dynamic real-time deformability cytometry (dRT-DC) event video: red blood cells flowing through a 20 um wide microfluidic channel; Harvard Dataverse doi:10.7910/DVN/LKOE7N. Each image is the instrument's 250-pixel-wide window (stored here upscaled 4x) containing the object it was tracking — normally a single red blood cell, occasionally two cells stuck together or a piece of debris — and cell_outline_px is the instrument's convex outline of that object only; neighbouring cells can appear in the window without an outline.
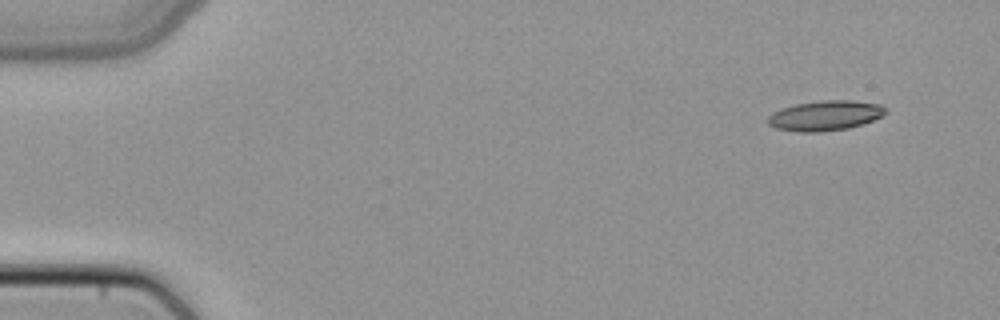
{"species": "common noctule bat (a hibernating species)", "species_latin": "Nyctalus noctula", "temperature_condition": "cold", "stored_images_in_passage": 46, "camera_frame_rate_fps": 3000, "um_per_image_px": 0.085, "animal": {"sex": "female", "body_mass_g": 22.7, "forearm_length_mm": 54.2}, "frame": {"image": 1, "passage_image": 1, "time_ms": 0.0, "image_size_px": [1000, 320], "cell_outline_px": [[888, 112], [864, 124], [848, 128], [820, 132], [800, 132], [776, 128], [768, 124], [768, 116], [772, 112], [780, 108], [796, 104], [820, 100], [852, 100], [880, 104], [888, 108]], "centroid_in_image_um": [70.15, 9.82], "position_along_channel_um": 14.9, "area_um2": 20.75}}
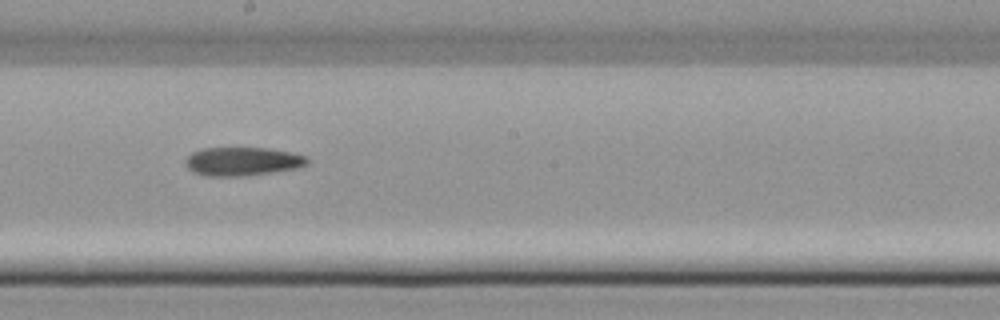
{"frame": {"image": 2, "passage_image": 25, "time_ms": 8.0, "image_size_px": [1000, 320], "cell_outline_px": [[308, 164], [300, 168], [244, 176], [208, 176], [192, 172], [184, 164], [184, 160], [192, 152], [204, 148], [268, 148], [292, 152], [304, 156], [308, 160]], "centroid_in_image_um": [20.6, 13.72], "position_along_channel_um": 227.6, "area_um2": 20.4}}
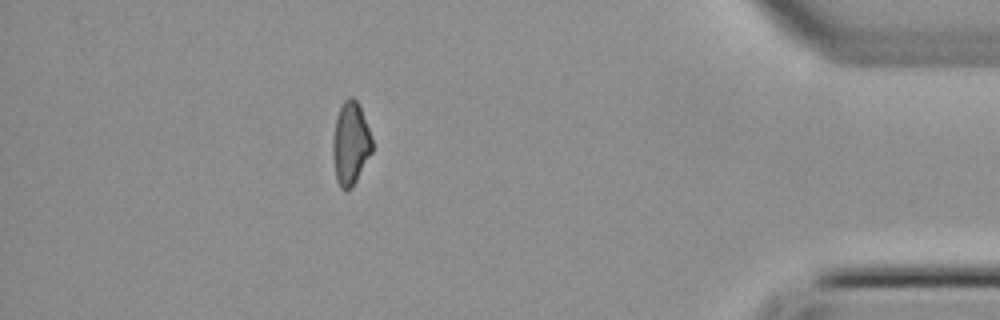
{"frame": {"image": 3, "passage_image": 41, "time_ms": 13.333, "image_size_px": [1000, 320], "cell_outline_px": [[372, 152], [352, 188], [344, 192], [340, 188], [336, 180], [332, 156], [332, 140], [336, 116], [344, 100], [348, 96], [352, 96], [360, 104], [372, 140]], "centroid_in_image_um": [29.77, 12.21], "position_along_channel_um": 405.4, "area_um2": 19.31}}